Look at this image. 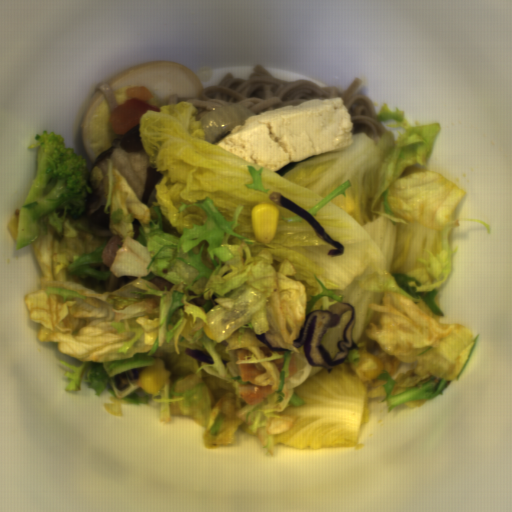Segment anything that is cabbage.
<instances>
[{
    "mask_svg": "<svg viewBox=\"0 0 512 512\" xmlns=\"http://www.w3.org/2000/svg\"><path fill=\"white\" fill-rule=\"evenodd\" d=\"M304 405L289 406L283 414L294 415L291 429L276 434L274 446L347 447L359 442L361 427L370 419V397L349 364L348 357L294 387Z\"/></svg>",
    "mask_w": 512,
    "mask_h": 512,
    "instance_id": "cabbage-2",
    "label": "cabbage"
},
{
    "mask_svg": "<svg viewBox=\"0 0 512 512\" xmlns=\"http://www.w3.org/2000/svg\"><path fill=\"white\" fill-rule=\"evenodd\" d=\"M178 96L172 94L168 104L157 107L159 112L148 110L139 118V139L161 176L149 207L158 206L163 230L181 236L184 228L206 223L208 216L201 207L179 212L182 203L209 197L229 221H234L236 206H243L233 231L252 242L251 255L267 249L273 263L290 260L295 274L287 278L304 284L307 301L322 292L316 276L326 290L352 305L356 310L352 341L357 345L367 325L379 319L369 304L383 301V292L363 290L361 279L376 271L404 273L419 268L425 250L439 254L441 230L458 219L465 189L419 163L405 168L387 190L393 215L406 222L370 212L377 144L360 131L351 145L309 157L282 175L262 167L261 184L267 193L248 188L245 184H254L248 166L257 171L261 166L206 141L195 106L178 102ZM346 180L354 184L346 197H334L313 216L343 244L345 253L339 256H328L335 248L320 239L307 220L269 199L279 191L309 211ZM263 202L279 209L276 235L267 244L255 239L251 226L252 207Z\"/></svg>",
    "mask_w": 512,
    "mask_h": 512,
    "instance_id": "cabbage-1",
    "label": "cabbage"
}]
</instances>
